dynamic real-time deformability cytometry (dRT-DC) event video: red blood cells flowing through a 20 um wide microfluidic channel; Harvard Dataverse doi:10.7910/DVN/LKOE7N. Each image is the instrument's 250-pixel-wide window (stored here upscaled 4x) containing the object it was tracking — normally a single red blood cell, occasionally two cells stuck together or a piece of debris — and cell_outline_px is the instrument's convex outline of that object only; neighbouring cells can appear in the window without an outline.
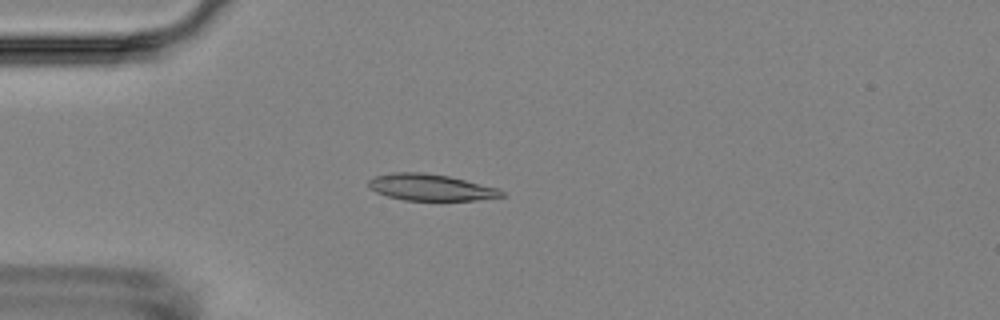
{"species": "Egyptian fruit bat (a non-hibernating species)", "species_latin": "Rousettus aegyptiacus", "temperature_condition": "room temperature", "stored_images_in_passage": 9, "camera_frame_rate_fps": 3000, "um_per_image_px": 0.085, "animal": {"sex": "female"}, "frame": {"image": 1, "passage_image": 4, "time_ms": 3.667, "image_size_px": [1000, 320], "cell_outline_px": [[504, 196], [476, 200], [404, 200], [388, 196], [376, 192], [368, 188], [368, 180], [376, 176], [392, 172], [424, 172], [448, 176], [496, 188], [504, 192]], "centroid_in_image_um": [36.55, 15.92], "position_along_channel_um": 48.5, "area_um2": 20.35}}
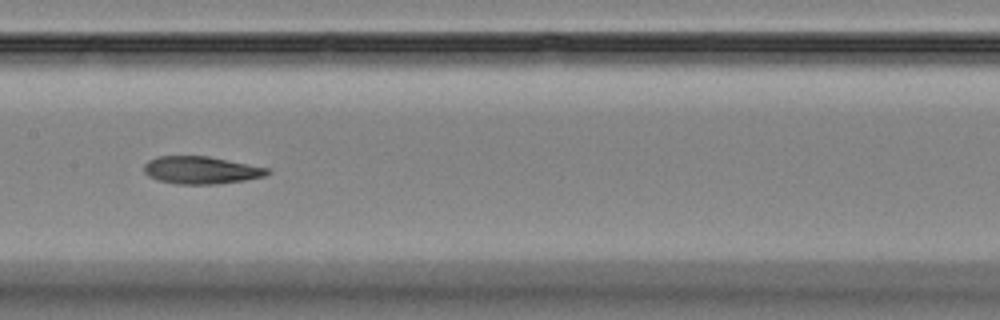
{"frame": {"image": 2, "passage_image": 8, "time_ms": 8.0, "image_size_px": [1000, 320], "cell_outline_px": [[272, 172], [264, 176], [244, 180], [216, 184], [176, 184], [160, 180], [148, 176], [144, 172], [144, 164], [148, 160], [156, 156], [208, 156], [268, 168]], "centroid_in_image_um": [17.07, 14.46], "position_along_channel_um": 190.3, "area_um2": 19.71}}
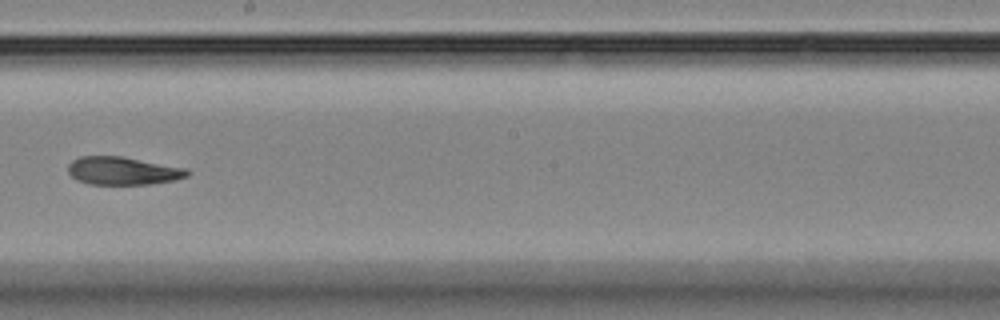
{"frame": {"image": 3, "passage_image": 9, "time_ms": 9.333, "image_size_px": [1000, 320], "cell_outline_px": [[192, 172], [188, 176], [176, 180], [152, 184], [88, 184], [76, 180], [68, 172], [68, 164], [72, 160], [80, 156], [124, 156], [184, 168]], "centroid_in_image_um": [10.44, 14.52], "position_along_channel_um": 237.8, "area_um2": 19.59}}